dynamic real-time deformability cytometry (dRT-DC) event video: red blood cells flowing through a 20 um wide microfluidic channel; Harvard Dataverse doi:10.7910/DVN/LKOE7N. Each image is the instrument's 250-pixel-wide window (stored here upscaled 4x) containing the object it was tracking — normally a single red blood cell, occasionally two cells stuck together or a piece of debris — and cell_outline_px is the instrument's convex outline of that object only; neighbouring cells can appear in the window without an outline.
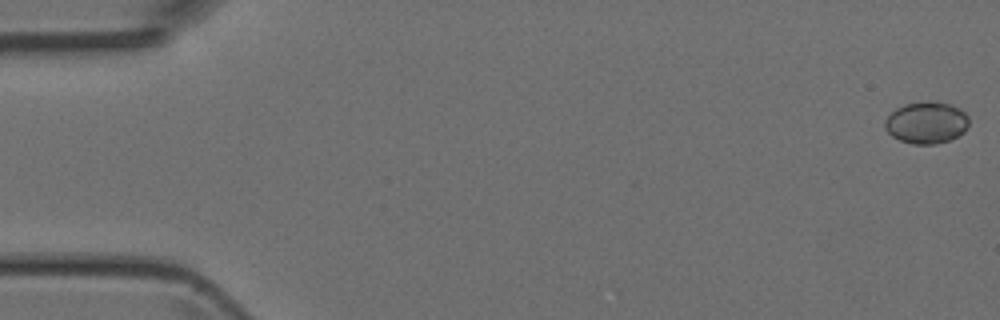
{"species": "Egyptian fruit bat (a non-hibernating species)", "species_latin": "Rousettus aegyptiacus", "temperature_condition": "room temperature", "stored_images_in_passage": 47, "camera_frame_rate_fps": 3000, "um_per_image_px": 0.085, "animal": {"sex": "female"}, "frame": {"image": 1, "passage_image": 1, "time_ms": 0.0, "image_size_px": [1000, 320], "cell_outline_px": [[968, 128], [964, 132], [948, 140], [936, 144], [912, 144], [900, 140], [892, 136], [884, 128], [884, 120], [896, 108], [904, 104], [928, 100], [952, 104], [960, 108], [968, 116]], "centroid_in_image_um": [78.74, 10.41], "position_along_channel_um": 6.3, "area_um2": 20.69}}
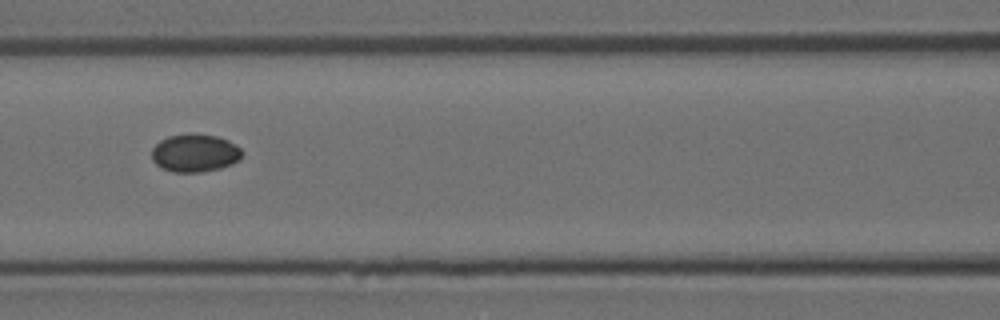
{"frame": {"image": 2, "passage_image": 21, "time_ms": 6.667, "image_size_px": [1000, 320], "cell_outline_px": [[244, 152], [240, 160], [232, 164], [220, 168], [200, 172], [176, 172], [160, 168], [152, 160], [152, 148], [160, 140], [168, 136], [192, 132], [220, 136], [236, 144]], "centroid_in_image_um": [16.58, 12.98], "position_along_channel_um": 150.0, "area_um2": 20.4}}
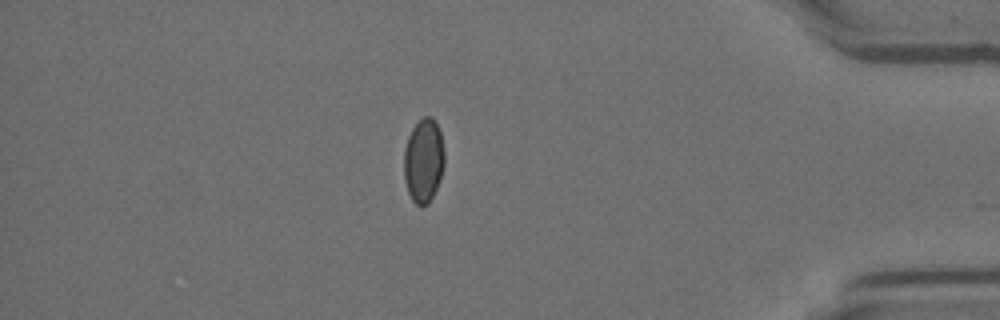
{"frame": {"image": 3, "passage_image": 41, "time_ms": 13.333, "image_size_px": [1000, 320], "cell_outline_px": [[444, 164], [440, 180], [428, 204], [416, 204], [412, 200], [408, 192], [404, 180], [404, 148], [408, 136], [412, 128], [424, 116], [432, 116], [440, 132], [444, 152]], "centroid_in_image_um": [35.99, 13.64], "position_along_channel_um": 399.2, "area_um2": 19.71}}